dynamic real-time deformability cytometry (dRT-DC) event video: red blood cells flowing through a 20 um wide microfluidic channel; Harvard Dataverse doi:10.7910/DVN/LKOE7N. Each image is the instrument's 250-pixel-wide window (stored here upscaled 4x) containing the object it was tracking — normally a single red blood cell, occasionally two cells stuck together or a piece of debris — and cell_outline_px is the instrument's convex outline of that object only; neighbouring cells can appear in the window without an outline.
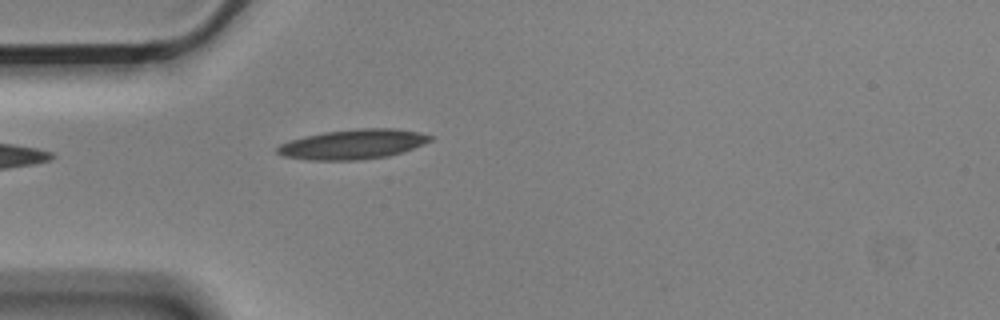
{"species": "Egyptian fruit bat (a non-hibernating species)", "species_latin": "Rousettus aegyptiacus", "temperature_condition": "cold", "stored_images_in_passage": 5, "camera_frame_rate_fps": 3000, "um_per_image_px": 0.085, "animal": {"sex": "male"}, "frame": {"image": 1, "passage_image": 5, "time_ms": 1.333, "image_size_px": [1000, 320], "cell_outline_px": [[432, 140], [412, 148], [388, 156], [356, 160], [308, 160], [284, 156], [276, 152], [276, 148], [280, 144], [288, 140], [324, 132], [360, 128], [396, 128], [416, 132], [432, 136]], "centroid_in_image_um": [29.95, 12.26], "position_along_channel_um": 55.0, "area_um2": 26.3}}